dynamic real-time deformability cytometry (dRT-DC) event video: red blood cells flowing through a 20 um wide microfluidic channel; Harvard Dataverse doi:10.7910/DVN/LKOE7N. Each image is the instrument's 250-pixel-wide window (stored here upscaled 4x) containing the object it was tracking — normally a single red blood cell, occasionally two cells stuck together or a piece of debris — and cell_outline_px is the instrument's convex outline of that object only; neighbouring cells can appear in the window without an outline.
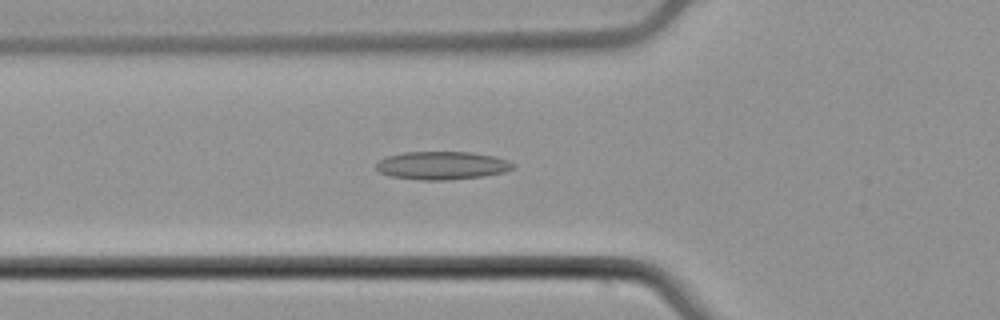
{"species": "common noctule bat (a hibernating species)", "species_latin": "Nyctalus noctula", "temperature_condition": "cold", "stored_images_in_passage": 45, "camera_frame_rate_fps": 3000, "um_per_image_px": 0.085, "animal": {"sex": "male", "body_mass_g": 21.5, "forearm_length_mm": 52.0}, "frame": {"image": 1, "passage_image": 12, "time_ms": 3.667, "image_size_px": [1000, 320], "cell_outline_px": [[516, 164], [512, 168], [504, 172], [484, 176], [448, 180], [420, 180], [388, 176], [380, 172], [376, 168], [376, 164], [380, 160], [388, 156], [404, 152], [472, 152], [492, 156], [508, 160]], "centroid_in_image_um": [37.57, 14.07], "position_along_channel_um": 88.2, "area_um2": 22.43}}
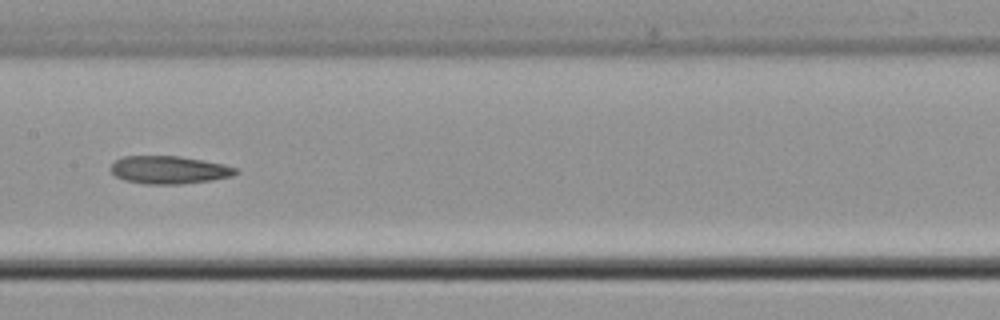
{"frame": {"image": 2, "passage_image": 20, "time_ms": 6.333, "image_size_px": [1000, 320], "cell_outline_px": [[240, 172], [232, 176], [212, 180], [180, 184], [144, 184], [124, 180], [116, 176], [108, 168], [116, 160], [124, 156], [180, 156], [224, 164], [240, 168]], "centroid_in_image_um": [14.4, 14.44], "position_along_channel_um": 193.0, "area_um2": 20.46}}
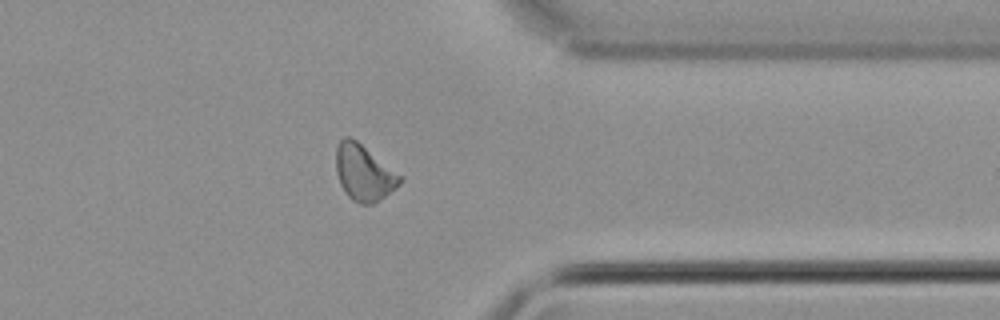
{"frame": {"image": 3, "passage_image": 35, "time_ms": 11.333, "image_size_px": [1000, 320], "cell_outline_px": [[404, 180], [396, 188], [380, 200], [372, 204], [360, 204], [352, 200], [348, 196], [340, 184], [336, 172], [336, 148], [340, 140], [344, 136], [348, 136], [356, 140], [404, 176]], "centroid_in_image_um": [30.96, 14.69], "position_along_channel_um": 380.4, "area_um2": 21.1}}